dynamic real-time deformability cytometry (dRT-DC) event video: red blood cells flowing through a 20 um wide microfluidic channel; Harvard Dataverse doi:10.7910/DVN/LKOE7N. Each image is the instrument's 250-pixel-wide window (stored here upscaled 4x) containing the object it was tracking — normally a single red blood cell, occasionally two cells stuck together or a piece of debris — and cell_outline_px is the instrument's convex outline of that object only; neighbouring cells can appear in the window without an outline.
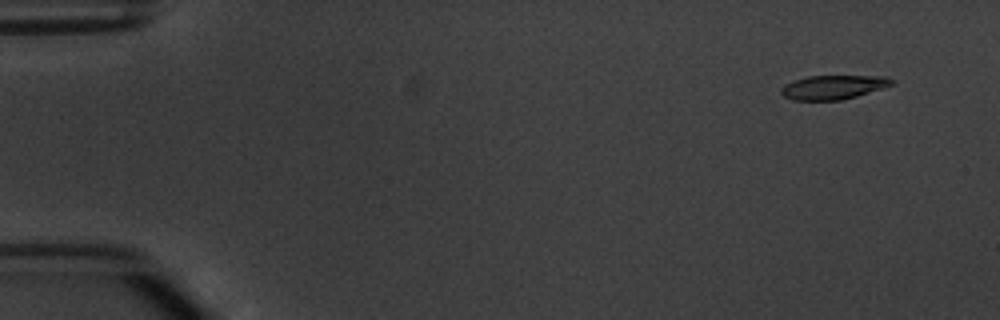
{"species": "common noctule bat (a hibernating species)", "species_latin": "Nyctalus noctula", "temperature_condition": "warm", "stored_images_in_passage": 5, "camera_frame_rate_fps": 3000, "um_per_image_px": 0.085, "animal": {"sex": "male", "body_mass_g": 20.1, "forearm_length_mm": 53.5}, "frame": {"image": 1, "passage_image": 1, "time_ms": 0.0, "image_size_px": [1000, 320], "cell_outline_px": [[896, 80], [892, 84], [884, 88], [856, 96], [840, 100], [792, 100], [784, 96], [780, 92], [780, 88], [784, 84], [792, 80], [808, 76], [888, 76]], "centroid_in_image_um": [70.82, 7.4], "position_along_channel_um": 14.2, "area_um2": 15.66}}
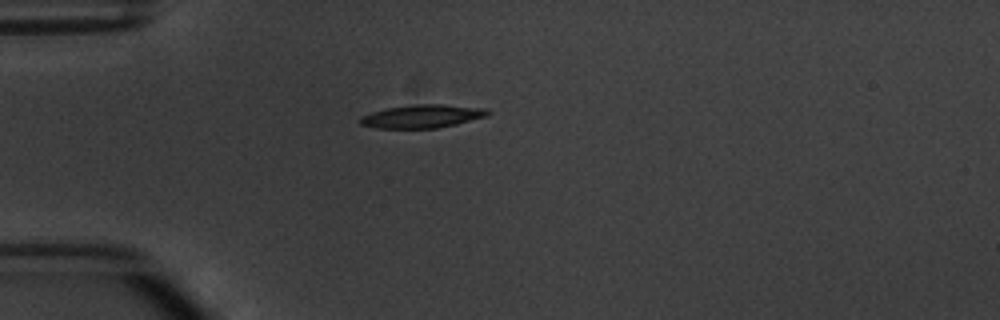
{"frame": {"image": 2, "passage_image": 4, "time_ms": 3.667, "image_size_px": [1000, 320], "cell_outline_px": [[492, 112], [488, 116], [456, 124], [436, 128], [376, 128], [360, 124], [360, 116], [372, 112], [388, 108], [416, 104], [440, 104], [484, 108]], "centroid_in_image_um": [35.91, 9.88], "position_along_channel_um": 49.1, "area_um2": 17.17}}